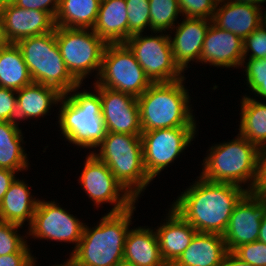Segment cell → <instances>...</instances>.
<instances>
[{"label":"cell","mask_w":266,"mask_h":266,"mask_svg":"<svg viewBox=\"0 0 266 266\" xmlns=\"http://www.w3.org/2000/svg\"><path fill=\"white\" fill-rule=\"evenodd\" d=\"M193 182L169 206L197 232L223 235L235 205L248 191L236 184L211 182L201 176Z\"/></svg>","instance_id":"6da1fadb"},{"label":"cell","mask_w":266,"mask_h":266,"mask_svg":"<svg viewBox=\"0 0 266 266\" xmlns=\"http://www.w3.org/2000/svg\"><path fill=\"white\" fill-rule=\"evenodd\" d=\"M82 86L80 84L69 93L62 94L57 104L58 131L65 137V142L68 141L79 149L95 151L107 133L101 114V99L95 88L94 91H87L85 88L82 91Z\"/></svg>","instance_id":"7a4b0ae2"},{"label":"cell","mask_w":266,"mask_h":266,"mask_svg":"<svg viewBox=\"0 0 266 266\" xmlns=\"http://www.w3.org/2000/svg\"><path fill=\"white\" fill-rule=\"evenodd\" d=\"M136 204L122 212L108 211L92 228L85 223L80 242L69 256L80 266H115L123 262Z\"/></svg>","instance_id":"3957f363"},{"label":"cell","mask_w":266,"mask_h":266,"mask_svg":"<svg viewBox=\"0 0 266 266\" xmlns=\"http://www.w3.org/2000/svg\"><path fill=\"white\" fill-rule=\"evenodd\" d=\"M182 78L152 83L138 100L142 132L172 127H197L191 96Z\"/></svg>","instance_id":"277c9868"},{"label":"cell","mask_w":266,"mask_h":266,"mask_svg":"<svg viewBox=\"0 0 266 266\" xmlns=\"http://www.w3.org/2000/svg\"><path fill=\"white\" fill-rule=\"evenodd\" d=\"M260 148L237 134L213 144L202 160L200 176L211 182L232 183L250 192L255 184Z\"/></svg>","instance_id":"5b68a950"},{"label":"cell","mask_w":266,"mask_h":266,"mask_svg":"<svg viewBox=\"0 0 266 266\" xmlns=\"http://www.w3.org/2000/svg\"><path fill=\"white\" fill-rule=\"evenodd\" d=\"M98 147L90 152L108 166L116 180L139 202L153 181L144 167L141 135L107 132Z\"/></svg>","instance_id":"8992f818"},{"label":"cell","mask_w":266,"mask_h":266,"mask_svg":"<svg viewBox=\"0 0 266 266\" xmlns=\"http://www.w3.org/2000/svg\"><path fill=\"white\" fill-rule=\"evenodd\" d=\"M16 45L22 52L33 83L52 86L62 94L80 85L63 61L55 31L24 38Z\"/></svg>","instance_id":"52a82bcc"},{"label":"cell","mask_w":266,"mask_h":266,"mask_svg":"<svg viewBox=\"0 0 266 266\" xmlns=\"http://www.w3.org/2000/svg\"><path fill=\"white\" fill-rule=\"evenodd\" d=\"M56 42L70 74L80 83L97 79L107 43L92 29L55 27ZM95 71V72H94ZM88 76V77H87Z\"/></svg>","instance_id":"ba28073f"},{"label":"cell","mask_w":266,"mask_h":266,"mask_svg":"<svg viewBox=\"0 0 266 266\" xmlns=\"http://www.w3.org/2000/svg\"><path fill=\"white\" fill-rule=\"evenodd\" d=\"M93 86H102L138 98L152 84L125 43L107 44Z\"/></svg>","instance_id":"9c48e42d"},{"label":"cell","mask_w":266,"mask_h":266,"mask_svg":"<svg viewBox=\"0 0 266 266\" xmlns=\"http://www.w3.org/2000/svg\"><path fill=\"white\" fill-rule=\"evenodd\" d=\"M164 33L151 31L148 36L146 32L138 33L125 42L152 83L173 82L185 77L174 61L169 34Z\"/></svg>","instance_id":"30bf717a"},{"label":"cell","mask_w":266,"mask_h":266,"mask_svg":"<svg viewBox=\"0 0 266 266\" xmlns=\"http://www.w3.org/2000/svg\"><path fill=\"white\" fill-rule=\"evenodd\" d=\"M197 127H172L141 133L143 162L148 176H156L175 163L194 140ZM172 163V164H171Z\"/></svg>","instance_id":"8fae6325"},{"label":"cell","mask_w":266,"mask_h":266,"mask_svg":"<svg viewBox=\"0 0 266 266\" xmlns=\"http://www.w3.org/2000/svg\"><path fill=\"white\" fill-rule=\"evenodd\" d=\"M78 183L96 208L104 203L113 205L110 213H118L132 207L137 201L116 180L108 166L89 152Z\"/></svg>","instance_id":"7c38bea8"},{"label":"cell","mask_w":266,"mask_h":266,"mask_svg":"<svg viewBox=\"0 0 266 266\" xmlns=\"http://www.w3.org/2000/svg\"><path fill=\"white\" fill-rule=\"evenodd\" d=\"M61 206L55 200L39 199L32 224L27 228V235L34 240L73 243L71 254L80 242L85 223Z\"/></svg>","instance_id":"4fadbf2b"},{"label":"cell","mask_w":266,"mask_h":266,"mask_svg":"<svg viewBox=\"0 0 266 266\" xmlns=\"http://www.w3.org/2000/svg\"><path fill=\"white\" fill-rule=\"evenodd\" d=\"M266 214V201L247 192L235 205L223 234L227 251L258 240L260 224Z\"/></svg>","instance_id":"5bb4252c"},{"label":"cell","mask_w":266,"mask_h":266,"mask_svg":"<svg viewBox=\"0 0 266 266\" xmlns=\"http://www.w3.org/2000/svg\"><path fill=\"white\" fill-rule=\"evenodd\" d=\"M101 99V114L107 132L141 135L140 110L136 97L108 89L93 86Z\"/></svg>","instance_id":"9a60e30c"},{"label":"cell","mask_w":266,"mask_h":266,"mask_svg":"<svg viewBox=\"0 0 266 266\" xmlns=\"http://www.w3.org/2000/svg\"><path fill=\"white\" fill-rule=\"evenodd\" d=\"M0 10L9 43L55 31V18L48 12L24 9L10 0L0 1Z\"/></svg>","instance_id":"2e32d148"},{"label":"cell","mask_w":266,"mask_h":266,"mask_svg":"<svg viewBox=\"0 0 266 266\" xmlns=\"http://www.w3.org/2000/svg\"><path fill=\"white\" fill-rule=\"evenodd\" d=\"M211 22L209 19L184 17L170 30L169 33L174 36L169 34L173 58L183 73L190 68L191 61L200 63L205 35Z\"/></svg>","instance_id":"e0dca14e"},{"label":"cell","mask_w":266,"mask_h":266,"mask_svg":"<svg viewBox=\"0 0 266 266\" xmlns=\"http://www.w3.org/2000/svg\"><path fill=\"white\" fill-rule=\"evenodd\" d=\"M242 61L243 40L211 22L205 35L200 64H208L217 68L240 69Z\"/></svg>","instance_id":"ac0fdd59"},{"label":"cell","mask_w":266,"mask_h":266,"mask_svg":"<svg viewBox=\"0 0 266 266\" xmlns=\"http://www.w3.org/2000/svg\"><path fill=\"white\" fill-rule=\"evenodd\" d=\"M166 218L155 229L160 254L167 266H172L190 245L196 229L192 227L171 206L168 208Z\"/></svg>","instance_id":"d6986e66"},{"label":"cell","mask_w":266,"mask_h":266,"mask_svg":"<svg viewBox=\"0 0 266 266\" xmlns=\"http://www.w3.org/2000/svg\"><path fill=\"white\" fill-rule=\"evenodd\" d=\"M212 23L244 40L262 24V8L228 0H219Z\"/></svg>","instance_id":"ffe728a7"},{"label":"cell","mask_w":266,"mask_h":266,"mask_svg":"<svg viewBox=\"0 0 266 266\" xmlns=\"http://www.w3.org/2000/svg\"><path fill=\"white\" fill-rule=\"evenodd\" d=\"M129 229L124 245L123 262L134 266H167L160 254L154 227Z\"/></svg>","instance_id":"44dd1931"},{"label":"cell","mask_w":266,"mask_h":266,"mask_svg":"<svg viewBox=\"0 0 266 266\" xmlns=\"http://www.w3.org/2000/svg\"><path fill=\"white\" fill-rule=\"evenodd\" d=\"M24 179L15 178L10 184L9 189L5 193L0 202V221L18 224L20 226H30L32 224L33 215L37 208L39 198H35L32 189Z\"/></svg>","instance_id":"7402d4cb"},{"label":"cell","mask_w":266,"mask_h":266,"mask_svg":"<svg viewBox=\"0 0 266 266\" xmlns=\"http://www.w3.org/2000/svg\"><path fill=\"white\" fill-rule=\"evenodd\" d=\"M227 252L223 235L197 232L172 266H220Z\"/></svg>","instance_id":"603a6c76"},{"label":"cell","mask_w":266,"mask_h":266,"mask_svg":"<svg viewBox=\"0 0 266 266\" xmlns=\"http://www.w3.org/2000/svg\"><path fill=\"white\" fill-rule=\"evenodd\" d=\"M62 96L56 88L32 83L16 91L17 123L32 118H44ZM50 110V111H49Z\"/></svg>","instance_id":"cb8c5ba5"},{"label":"cell","mask_w":266,"mask_h":266,"mask_svg":"<svg viewBox=\"0 0 266 266\" xmlns=\"http://www.w3.org/2000/svg\"><path fill=\"white\" fill-rule=\"evenodd\" d=\"M126 0H101L92 30L107 44L125 43L128 39Z\"/></svg>","instance_id":"d4e9b609"},{"label":"cell","mask_w":266,"mask_h":266,"mask_svg":"<svg viewBox=\"0 0 266 266\" xmlns=\"http://www.w3.org/2000/svg\"><path fill=\"white\" fill-rule=\"evenodd\" d=\"M20 124L17 122H0V168L16 171H27L30 167L25 151L26 143Z\"/></svg>","instance_id":"484cf974"},{"label":"cell","mask_w":266,"mask_h":266,"mask_svg":"<svg viewBox=\"0 0 266 266\" xmlns=\"http://www.w3.org/2000/svg\"><path fill=\"white\" fill-rule=\"evenodd\" d=\"M245 94L240 101L238 134L259 148L266 147V102Z\"/></svg>","instance_id":"4316f807"},{"label":"cell","mask_w":266,"mask_h":266,"mask_svg":"<svg viewBox=\"0 0 266 266\" xmlns=\"http://www.w3.org/2000/svg\"><path fill=\"white\" fill-rule=\"evenodd\" d=\"M32 83L19 47L15 43L0 46V87L17 91Z\"/></svg>","instance_id":"83f0119b"},{"label":"cell","mask_w":266,"mask_h":266,"mask_svg":"<svg viewBox=\"0 0 266 266\" xmlns=\"http://www.w3.org/2000/svg\"><path fill=\"white\" fill-rule=\"evenodd\" d=\"M101 0H60L55 25L65 28L92 29Z\"/></svg>","instance_id":"f1b7e54d"},{"label":"cell","mask_w":266,"mask_h":266,"mask_svg":"<svg viewBox=\"0 0 266 266\" xmlns=\"http://www.w3.org/2000/svg\"><path fill=\"white\" fill-rule=\"evenodd\" d=\"M150 32H169L181 15L178 0H149ZM167 30V31H166Z\"/></svg>","instance_id":"f546056e"},{"label":"cell","mask_w":266,"mask_h":266,"mask_svg":"<svg viewBox=\"0 0 266 266\" xmlns=\"http://www.w3.org/2000/svg\"><path fill=\"white\" fill-rule=\"evenodd\" d=\"M18 224L0 221V256L13 254V253H31L29 248L27 232L25 236L19 234V228H22ZM26 238V239H25Z\"/></svg>","instance_id":"4dcf8cb0"},{"label":"cell","mask_w":266,"mask_h":266,"mask_svg":"<svg viewBox=\"0 0 266 266\" xmlns=\"http://www.w3.org/2000/svg\"><path fill=\"white\" fill-rule=\"evenodd\" d=\"M247 62V63H246ZM241 67L246 78V85L249 92L252 91L254 97L266 100V65L259 59H243ZM263 98V99H262Z\"/></svg>","instance_id":"1f68e13d"},{"label":"cell","mask_w":266,"mask_h":266,"mask_svg":"<svg viewBox=\"0 0 266 266\" xmlns=\"http://www.w3.org/2000/svg\"><path fill=\"white\" fill-rule=\"evenodd\" d=\"M128 16V38L150 30L149 0H126Z\"/></svg>","instance_id":"d6a6232c"},{"label":"cell","mask_w":266,"mask_h":266,"mask_svg":"<svg viewBox=\"0 0 266 266\" xmlns=\"http://www.w3.org/2000/svg\"><path fill=\"white\" fill-rule=\"evenodd\" d=\"M219 0H178L182 17L211 20Z\"/></svg>","instance_id":"836d02e7"},{"label":"cell","mask_w":266,"mask_h":266,"mask_svg":"<svg viewBox=\"0 0 266 266\" xmlns=\"http://www.w3.org/2000/svg\"><path fill=\"white\" fill-rule=\"evenodd\" d=\"M264 57H266V28L261 24L243 40V59L262 60Z\"/></svg>","instance_id":"e575fe53"},{"label":"cell","mask_w":266,"mask_h":266,"mask_svg":"<svg viewBox=\"0 0 266 266\" xmlns=\"http://www.w3.org/2000/svg\"><path fill=\"white\" fill-rule=\"evenodd\" d=\"M233 253L254 266H266V244L258 240L240 245Z\"/></svg>","instance_id":"d590c367"},{"label":"cell","mask_w":266,"mask_h":266,"mask_svg":"<svg viewBox=\"0 0 266 266\" xmlns=\"http://www.w3.org/2000/svg\"><path fill=\"white\" fill-rule=\"evenodd\" d=\"M17 122L16 90L0 87V122Z\"/></svg>","instance_id":"8d00e7d4"},{"label":"cell","mask_w":266,"mask_h":266,"mask_svg":"<svg viewBox=\"0 0 266 266\" xmlns=\"http://www.w3.org/2000/svg\"><path fill=\"white\" fill-rule=\"evenodd\" d=\"M250 192L266 201V147L260 148L257 178Z\"/></svg>","instance_id":"74e56055"},{"label":"cell","mask_w":266,"mask_h":266,"mask_svg":"<svg viewBox=\"0 0 266 266\" xmlns=\"http://www.w3.org/2000/svg\"><path fill=\"white\" fill-rule=\"evenodd\" d=\"M14 5L29 9L50 13L54 18L58 12L60 0H10Z\"/></svg>","instance_id":"f35d334b"},{"label":"cell","mask_w":266,"mask_h":266,"mask_svg":"<svg viewBox=\"0 0 266 266\" xmlns=\"http://www.w3.org/2000/svg\"><path fill=\"white\" fill-rule=\"evenodd\" d=\"M32 253H13L0 256V266H36Z\"/></svg>","instance_id":"ab89813d"},{"label":"cell","mask_w":266,"mask_h":266,"mask_svg":"<svg viewBox=\"0 0 266 266\" xmlns=\"http://www.w3.org/2000/svg\"><path fill=\"white\" fill-rule=\"evenodd\" d=\"M18 173L13 170L0 168V202L2 201L5 193L10 187V184L15 180Z\"/></svg>","instance_id":"60d3db41"},{"label":"cell","mask_w":266,"mask_h":266,"mask_svg":"<svg viewBox=\"0 0 266 266\" xmlns=\"http://www.w3.org/2000/svg\"><path fill=\"white\" fill-rule=\"evenodd\" d=\"M220 266H254V265L242 261L233 252L228 251L224 256Z\"/></svg>","instance_id":"b9f144b4"},{"label":"cell","mask_w":266,"mask_h":266,"mask_svg":"<svg viewBox=\"0 0 266 266\" xmlns=\"http://www.w3.org/2000/svg\"><path fill=\"white\" fill-rule=\"evenodd\" d=\"M8 44H9V42H8L6 34H5L4 19H3L2 12L0 10V46H5Z\"/></svg>","instance_id":"7bdbcfd3"},{"label":"cell","mask_w":266,"mask_h":266,"mask_svg":"<svg viewBox=\"0 0 266 266\" xmlns=\"http://www.w3.org/2000/svg\"><path fill=\"white\" fill-rule=\"evenodd\" d=\"M258 241L266 244V214L264 215V218L260 224V232H259Z\"/></svg>","instance_id":"ee69618b"},{"label":"cell","mask_w":266,"mask_h":266,"mask_svg":"<svg viewBox=\"0 0 266 266\" xmlns=\"http://www.w3.org/2000/svg\"><path fill=\"white\" fill-rule=\"evenodd\" d=\"M228 1L246 3V4L254 5L260 8H262L263 3L266 2V0H228Z\"/></svg>","instance_id":"f6af8a7d"},{"label":"cell","mask_w":266,"mask_h":266,"mask_svg":"<svg viewBox=\"0 0 266 266\" xmlns=\"http://www.w3.org/2000/svg\"><path fill=\"white\" fill-rule=\"evenodd\" d=\"M52 266H80L79 264H77L70 256L69 258L62 264H55Z\"/></svg>","instance_id":"bcb514c9"},{"label":"cell","mask_w":266,"mask_h":266,"mask_svg":"<svg viewBox=\"0 0 266 266\" xmlns=\"http://www.w3.org/2000/svg\"><path fill=\"white\" fill-rule=\"evenodd\" d=\"M265 10L266 8H262V10ZM262 11V25L266 28V11Z\"/></svg>","instance_id":"7dc6e473"},{"label":"cell","mask_w":266,"mask_h":266,"mask_svg":"<svg viewBox=\"0 0 266 266\" xmlns=\"http://www.w3.org/2000/svg\"><path fill=\"white\" fill-rule=\"evenodd\" d=\"M115 266H134V265H130V264H127L125 262H121L119 264H116Z\"/></svg>","instance_id":"c3c4849f"},{"label":"cell","mask_w":266,"mask_h":266,"mask_svg":"<svg viewBox=\"0 0 266 266\" xmlns=\"http://www.w3.org/2000/svg\"><path fill=\"white\" fill-rule=\"evenodd\" d=\"M263 63L266 65V57L262 59Z\"/></svg>","instance_id":"681fc988"}]
</instances>
